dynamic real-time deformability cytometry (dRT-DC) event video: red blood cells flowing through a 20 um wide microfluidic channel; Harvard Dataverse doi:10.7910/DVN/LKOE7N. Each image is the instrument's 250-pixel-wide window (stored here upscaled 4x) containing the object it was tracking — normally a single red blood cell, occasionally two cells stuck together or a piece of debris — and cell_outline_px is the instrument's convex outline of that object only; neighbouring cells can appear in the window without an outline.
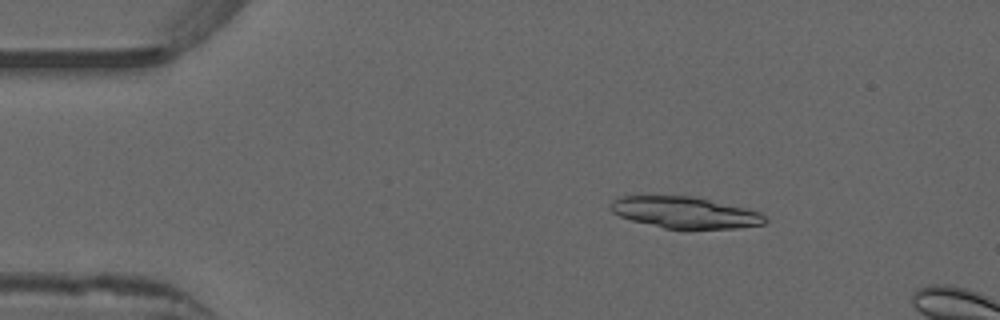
{"species": "common noctule bat (a hibernating species)", "species_latin": "Nyctalus noctula", "temperature_condition": "warm", "stored_images_in_passage": 13, "camera_frame_rate_fps": 3000, "um_per_image_px": 0.085, "animal": {"sex": "male", "forearm_length_mm": 52.5}, "frame": {"image": 1, "passage_image": 8, "time_ms": 2.333, "image_size_px": [1000, 320], "cell_outline_px": [[768, 220], [764, 224], [736, 228], [664, 228], [632, 220], [620, 216], [612, 212], [608, 208], [608, 204], [612, 200], [620, 196], [692, 196], [744, 208], [760, 212]], "centroid_in_image_um": [58.17, 18.05], "position_along_channel_um": 26.8, "area_um2": 27.98}}